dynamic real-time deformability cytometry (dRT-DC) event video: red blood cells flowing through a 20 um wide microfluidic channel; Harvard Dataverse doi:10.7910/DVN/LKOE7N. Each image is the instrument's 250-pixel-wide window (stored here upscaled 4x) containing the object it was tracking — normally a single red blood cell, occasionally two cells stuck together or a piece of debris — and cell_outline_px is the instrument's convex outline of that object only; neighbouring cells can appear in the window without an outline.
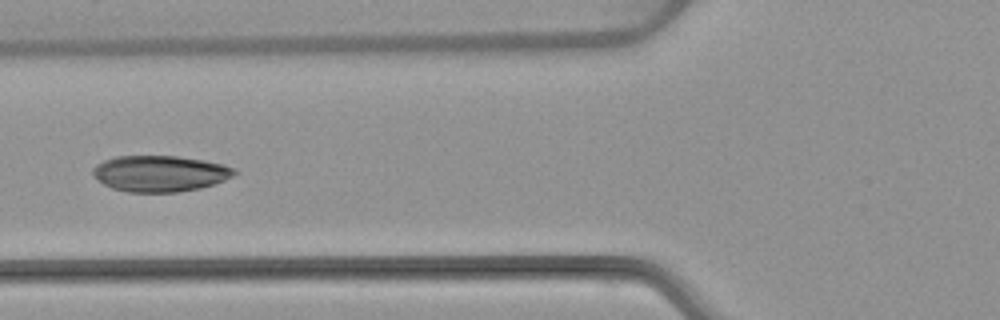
{"species": "common noctule bat (a hibernating species)", "species_latin": "Nyctalus noctula", "temperature_condition": "warm", "stored_images_in_passage": 5, "camera_frame_rate_fps": 3000, "um_per_image_px": 0.085, "animal": {"sex": "female", "body_mass_g": 22.7, "forearm_length_mm": 54.2}, "frame": {"image": 1, "passage_image": 5, "time_ms": 5.0, "image_size_px": [1000, 320], "cell_outline_px": [[240, 172], [224, 180], [200, 188], [176, 192], [128, 192], [112, 188], [104, 184], [92, 172], [92, 168], [96, 164], [104, 160], [116, 156], [176, 156], [204, 160], [224, 164], [236, 168]], "centroid_in_image_um": [13.63, 14.74], "position_along_channel_um": 112.2, "area_um2": 29.77}}